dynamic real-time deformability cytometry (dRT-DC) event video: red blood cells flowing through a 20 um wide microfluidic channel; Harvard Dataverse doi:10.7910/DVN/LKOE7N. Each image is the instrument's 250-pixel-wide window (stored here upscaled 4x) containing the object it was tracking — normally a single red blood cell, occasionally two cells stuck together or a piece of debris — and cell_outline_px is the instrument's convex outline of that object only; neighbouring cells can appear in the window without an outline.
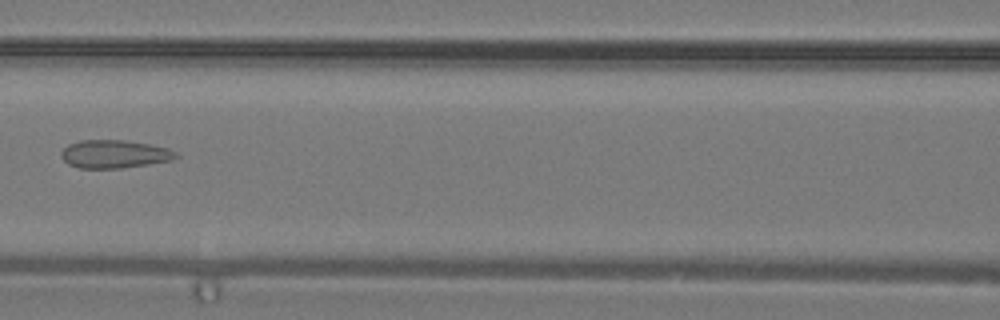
{"species": "common noctule bat (a hibernating species)", "species_latin": "Nyctalus noctula", "temperature_condition": "warm", "stored_images_in_passage": 3, "camera_frame_rate_fps": 3000, "um_per_image_px": 0.085, "animal": {"sex": "male", "body_mass_g": 19.2, "forearm_length_mm": 51.8}, "frame": {"image": 1, "passage_image": 3, "time_ms": 0.667, "image_size_px": [1000, 320], "cell_outline_px": [[180, 156], [172, 160], [148, 164], [120, 168], [80, 168], [68, 164], [60, 156], [60, 152], [68, 144], [80, 140], [124, 140], [148, 144], [168, 148], [176, 152]], "centroid_in_image_um": [9.71, 13.09], "position_along_channel_um": 156.9, "area_um2": 18.79}}